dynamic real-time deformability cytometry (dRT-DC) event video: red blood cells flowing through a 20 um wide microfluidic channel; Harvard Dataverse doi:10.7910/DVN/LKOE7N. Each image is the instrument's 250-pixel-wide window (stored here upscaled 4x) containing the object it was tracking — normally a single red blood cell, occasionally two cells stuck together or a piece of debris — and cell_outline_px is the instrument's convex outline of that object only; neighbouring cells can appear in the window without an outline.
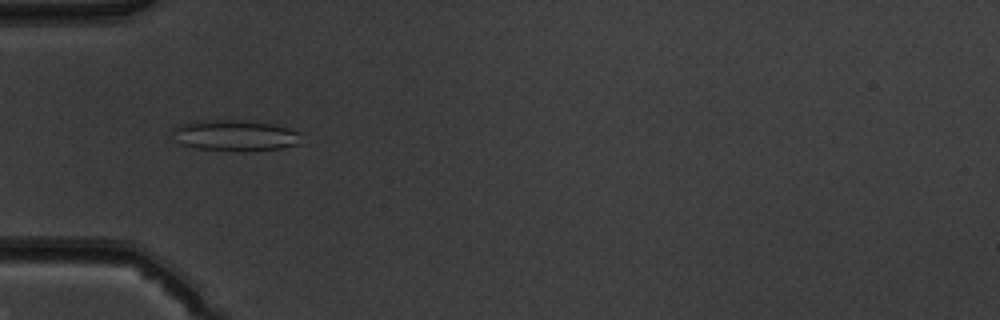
{"species": "common noctule bat (a hibernating species)", "species_latin": "Nyctalus noctula", "temperature_condition": "warm", "stored_images_in_passage": 35, "camera_frame_rate_fps": 3000, "um_per_image_px": 0.085, "animal": {"sex": "male", "body_mass_g": 19.5, "forearm_length_mm": 54.6}, "frame": {"image": 1, "passage_image": 1, "time_ms": 0.0, "image_size_px": [1000, 320], "cell_outline_px": [[300, 132], [296, 144], [280, 148], [236, 152], [196, 148], [184, 144], [172, 132], [180, 124], [196, 120], [248, 120], [272, 124], [288, 128]], "centroid_in_image_um": [19.98, 11.5], "position_along_channel_um": 65.0, "area_um2": 22.95}}
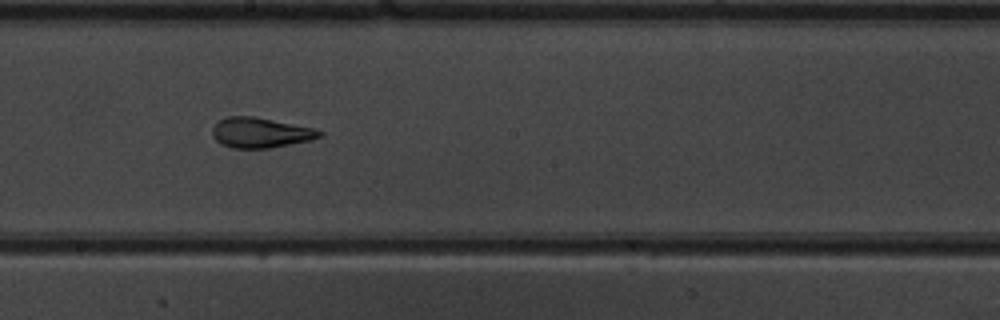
{"frame": {"image": 2, "passage_image": 13, "time_ms": 4.0, "image_size_px": [1000, 320], "cell_outline_px": [[324, 132], [320, 136], [312, 140], [268, 148], [232, 148], [220, 144], [212, 136], [212, 128], [220, 120], [228, 116], [252, 116], [312, 128]], "centroid_in_image_um": [22.1, 11.29], "position_along_channel_um": 226.1, "area_um2": 18.61}}
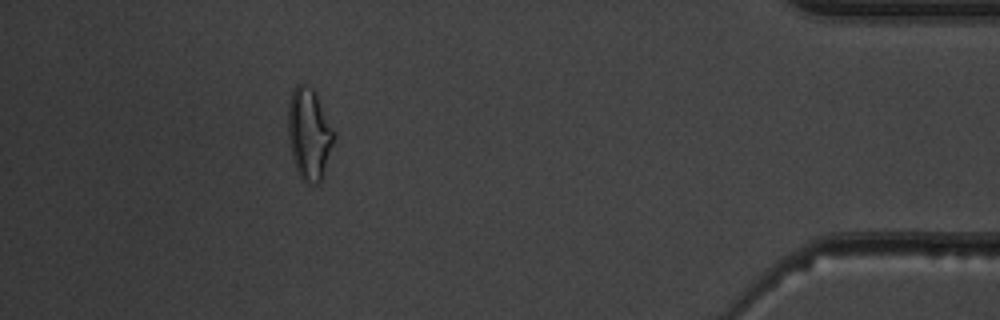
{"frame": {"image": 3, "passage_image": 30, "time_ms": 9.667, "image_size_px": [1000, 320], "cell_outline_px": [[336, 136], [324, 176], [316, 184], [308, 184], [300, 176], [296, 168], [292, 156], [288, 140], [288, 104], [292, 88], [296, 84], [304, 84], [316, 88], [336, 132]], "centroid_in_image_um": [26.31, 11.31], "position_along_channel_um": 408.9, "area_um2": 25.43}, "authors_computed_cell_mechanics": {"area_um2": 19.4208, "velocity_mm_per_s": 4.0883, "shape_relaxation_time_tau1_ms": null, "shape_relaxation_time_tau2_ms": 1.5253, "deformation_change_tau1": null, "deformation_change_tau2": 0.0904}}